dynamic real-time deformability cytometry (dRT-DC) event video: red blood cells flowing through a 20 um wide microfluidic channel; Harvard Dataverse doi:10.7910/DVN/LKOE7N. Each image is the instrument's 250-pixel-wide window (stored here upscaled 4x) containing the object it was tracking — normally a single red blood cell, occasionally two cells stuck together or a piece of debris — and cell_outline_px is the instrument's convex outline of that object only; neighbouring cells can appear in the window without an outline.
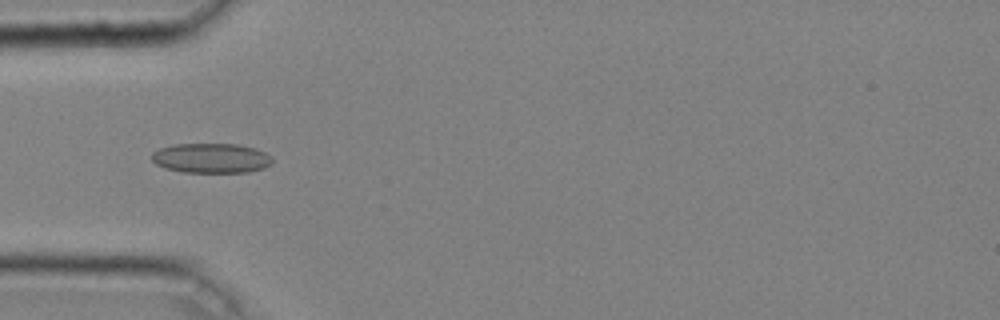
{"species": "common noctule bat (a hibernating species)", "species_latin": "Nyctalus noctula", "temperature_condition": "cold", "stored_images_in_passage": 39, "camera_frame_rate_fps": 3000, "um_per_image_px": 0.085, "animal": {"sex": "male", "body_mass_g": 20.4}, "frame": {"image": 1, "passage_image": 7, "time_ms": 2.0, "image_size_px": [1000, 320], "cell_outline_px": [[272, 164], [264, 168], [248, 172], [184, 172], [164, 168], [156, 164], [152, 160], [152, 152], [160, 148], [176, 144], [236, 144], [256, 148], [272, 156]], "centroid_in_image_um": [17.97, 13.44], "position_along_channel_um": 67.0, "area_um2": 20.98}}
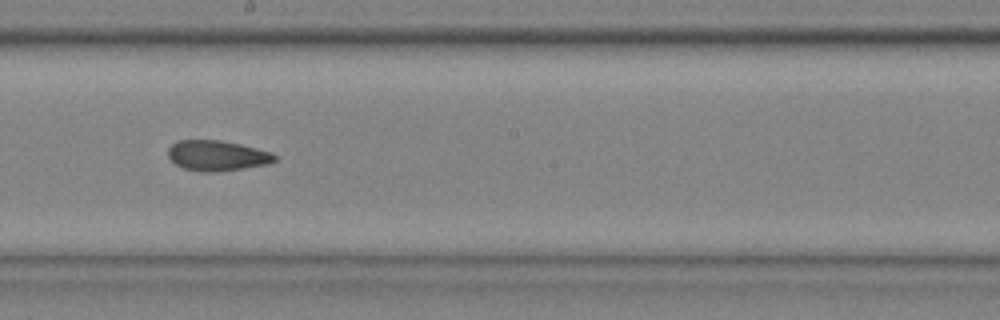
{"frame": {"image": 2, "passage_image": 19, "time_ms": 6.0, "image_size_px": [1000, 320], "cell_outline_px": [[276, 160], [268, 164], [244, 168], [212, 172], [204, 172], [184, 168], [176, 164], [168, 156], [168, 148], [176, 140], [220, 140], [240, 144], [272, 152], [276, 156]], "centroid_in_image_um": [18.45, 13.22], "position_along_channel_um": 229.7, "area_um2": 18.79}}
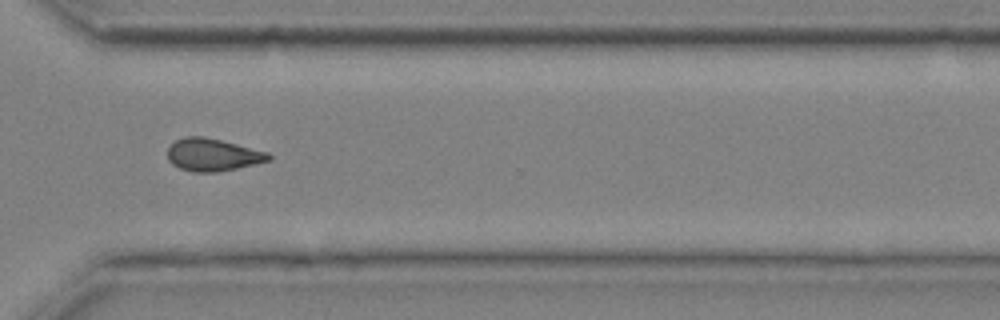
{"frame": {"image": 3, "passage_image": 28, "time_ms": 9.0, "image_size_px": [1000, 320], "cell_outline_px": [[272, 160], [236, 168], [216, 172], [192, 172], [180, 168], [172, 164], [168, 160], [168, 148], [176, 140], [184, 136], [204, 136], [268, 152], [272, 156]], "centroid_in_image_um": [18.07, 13.16], "position_along_channel_um": 352.5, "area_um2": 19.07}, "authors_computed_cell_mechanics": {"area_um2": 19.1896, "velocity_mm_per_s": 4.0806, "shape_relaxation_time_tau1_ms": 10.7367, "shape_relaxation_time_tau2_ms": 3.8535, "deformation_change_tau1": 0.168, "deformation_change_tau2": 0.0869}}